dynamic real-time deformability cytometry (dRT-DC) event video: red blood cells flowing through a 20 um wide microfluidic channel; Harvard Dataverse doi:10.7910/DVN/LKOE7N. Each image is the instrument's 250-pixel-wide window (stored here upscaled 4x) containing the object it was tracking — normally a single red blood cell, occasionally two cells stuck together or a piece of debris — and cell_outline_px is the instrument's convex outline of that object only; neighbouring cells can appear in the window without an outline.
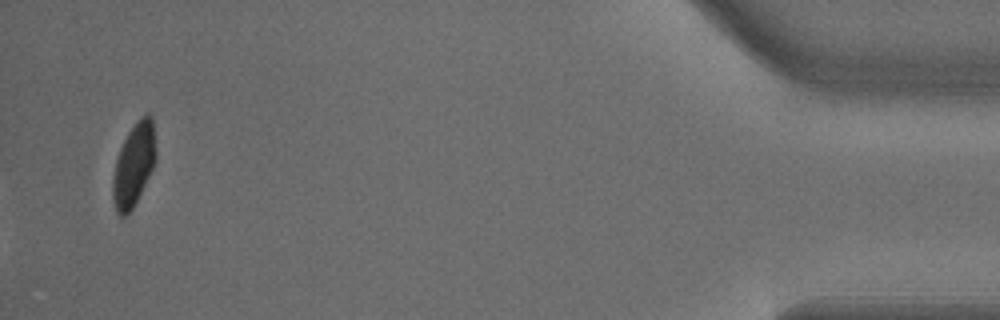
{"species": "common noctule bat (a hibernating species)", "species_latin": "Nyctalus noctula", "temperature_condition": "warm", "stored_images_in_passage": 37, "camera_frame_rate_fps": 3000, "um_per_image_px": 0.085, "animal": {"sex": "male", "body_mass_g": 18.8}, "frame": {"image": 1, "passage_image": 37, "time_ms": 12.0, "image_size_px": [1000, 320], "cell_outline_px": [[156, 160], [132, 208], [124, 216], [120, 216], [116, 212], [112, 200], [112, 176], [116, 160], [120, 148], [128, 132], [136, 120], [144, 112], [148, 112], [152, 116], [156, 148]], "centroid_in_image_um": [11.36, 13.94], "position_along_channel_um": 423.8, "area_um2": 20.81}}